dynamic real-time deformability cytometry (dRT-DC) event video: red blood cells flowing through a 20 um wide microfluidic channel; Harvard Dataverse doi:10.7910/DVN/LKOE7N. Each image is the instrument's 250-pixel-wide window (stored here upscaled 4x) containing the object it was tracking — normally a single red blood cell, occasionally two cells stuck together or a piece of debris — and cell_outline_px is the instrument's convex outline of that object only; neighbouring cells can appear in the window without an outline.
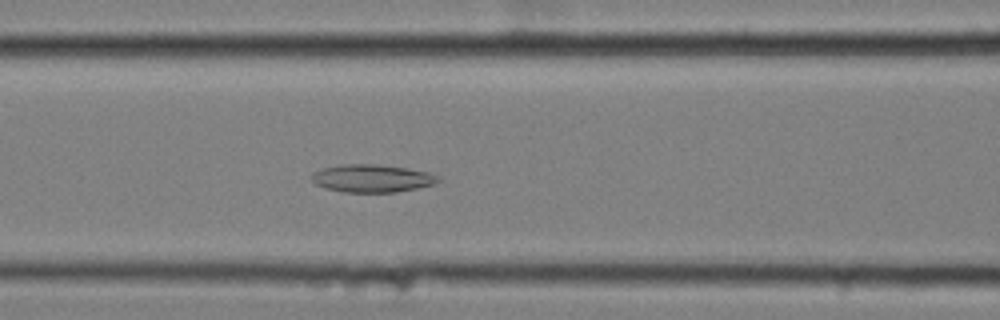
{"species": "common noctule bat (a hibernating species)", "species_latin": "Nyctalus noctula", "temperature_condition": "cold", "stored_images_in_passage": 59, "camera_frame_rate_fps": 3000, "um_per_image_px": 0.085, "animal": {"sex": "female", "body_mass_g": 25.1}, "frame": {"image": 1, "passage_image": 24, "time_ms": 7.667, "image_size_px": [1000, 320], "cell_outline_px": [[440, 180], [436, 184], [396, 192], [344, 192], [324, 188], [316, 184], [312, 180], [312, 172], [324, 168], [344, 164], [372, 164], [404, 168], [428, 172], [436, 176]], "centroid_in_image_um": [31.6, 15.17], "position_along_channel_um": 135.0, "area_um2": 20.23}}
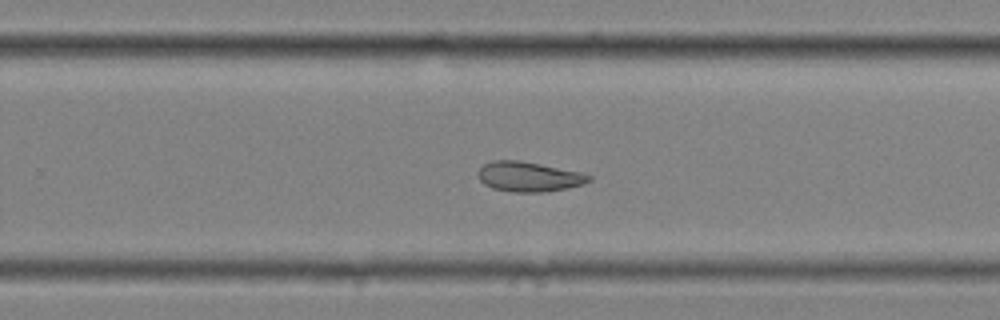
{"frame": {"image": 2, "passage_image": 37, "time_ms": 12.0, "image_size_px": [1000, 320], "cell_outline_px": [[592, 180], [584, 184], [568, 188], [544, 192], [512, 192], [492, 188], [484, 184], [480, 180], [476, 172], [484, 164], [492, 160], [520, 160], [584, 172], [592, 176]], "centroid_in_image_um": [44.98, 15.01], "position_along_channel_um": 284.8, "area_um2": 19.65}}
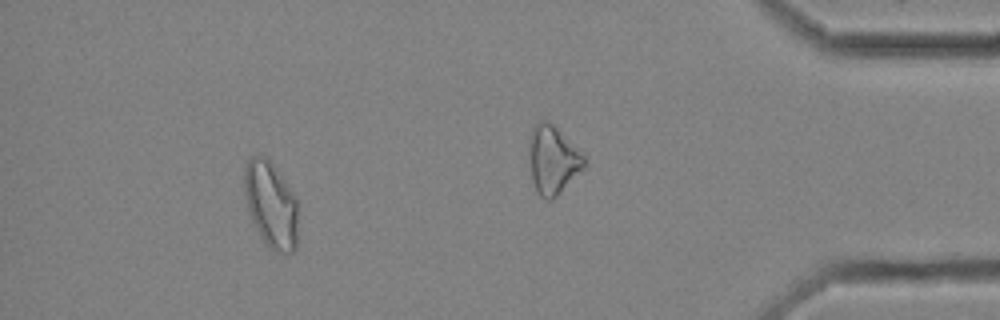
{"frame": {"image": 3, "passage_image": 53, "time_ms": 17.333, "image_size_px": [1000, 320], "cell_outline_px": [[296, 248], [292, 252], [276, 252], [268, 248], [260, 236], [248, 212], [244, 196], [244, 168], [248, 160], [252, 156], [268, 156], [296, 196]], "centroid_in_image_um": [23.0, 17.36], "position_along_channel_um": 412.2, "area_um2": 27.17}, "authors_computed_cell_mechanics": {"area_um2": 23.987, "velocity_mm_per_s": 3.4646, "shape_relaxation_time_tau1_ms": null, "shape_relaxation_time_tau2_ms": 6.7419, "deformation_change_tau1": null, "deformation_change_tau2": 0.1251}}